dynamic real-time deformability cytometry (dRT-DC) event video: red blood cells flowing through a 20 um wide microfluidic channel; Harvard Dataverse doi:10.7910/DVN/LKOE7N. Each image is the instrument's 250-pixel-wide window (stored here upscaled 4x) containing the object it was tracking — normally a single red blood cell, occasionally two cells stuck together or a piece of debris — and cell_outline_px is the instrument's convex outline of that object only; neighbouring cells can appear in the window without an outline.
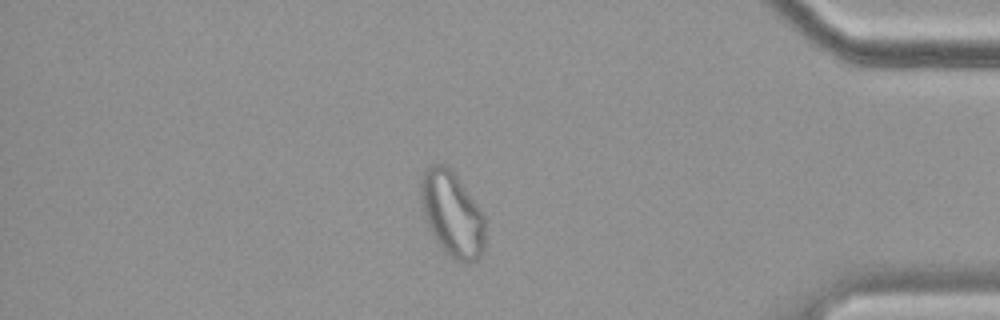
{"species": "common noctule bat (a hibernating species)", "species_latin": "Nyctalus noctula", "temperature_condition": "cold", "stored_images_in_passage": 56, "camera_frame_rate_fps": 3000, "um_per_image_px": 0.085, "animal": {"sex": "female", "body_mass_g": 19.9}, "frame": {"image": 1, "passage_image": 48, "time_ms": 15.667, "image_size_px": [1000, 320], "cell_outline_px": [[484, 248], [480, 256], [472, 264], [464, 264], [456, 260], [436, 240], [424, 216], [420, 196], [420, 180], [428, 164], [448, 164], [452, 168], [484, 216]], "centroid_in_image_um": [38.42, 18.15], "position_along_channel_um": 396.8, "area_um2": 31.73}}